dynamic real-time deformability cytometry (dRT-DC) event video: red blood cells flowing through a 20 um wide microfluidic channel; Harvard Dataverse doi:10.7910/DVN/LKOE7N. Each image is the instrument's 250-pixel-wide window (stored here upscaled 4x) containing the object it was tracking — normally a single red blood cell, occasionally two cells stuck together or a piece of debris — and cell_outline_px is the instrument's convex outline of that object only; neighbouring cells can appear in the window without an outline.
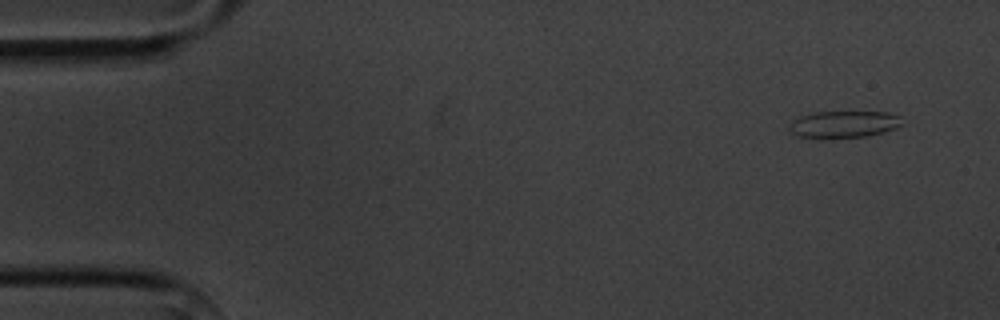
{"species": "common noctule bat (a hibernating species)", "species_latin": "Nyctalus noctula", "temperature_condition": "cold", "stored_images_in_passage": 4, "camera_frame_rate_fps": 3000, "um_per_image_px": 0.085, "animal": {"sex": "male", "body_mass_g": 20.1, "forearm_length_mm": 53.5}, "frame": {"image": 1, "passage_image": 1, "time_ms": 0.0, "image_size_px": [1000, 320], "cell_outline_px": [[900, 124], [896, 128], [884, 132], [868, 136], [824, 140], [820, 140], [800, 136], [792, 132], [788, 128], [800, 116], [816, 112], [888, 112], [900, 116]], "centroid_in_image_um": [71.72, 10.6], "position_along_channel_um": 13.3, "area_um2": 17.86}}
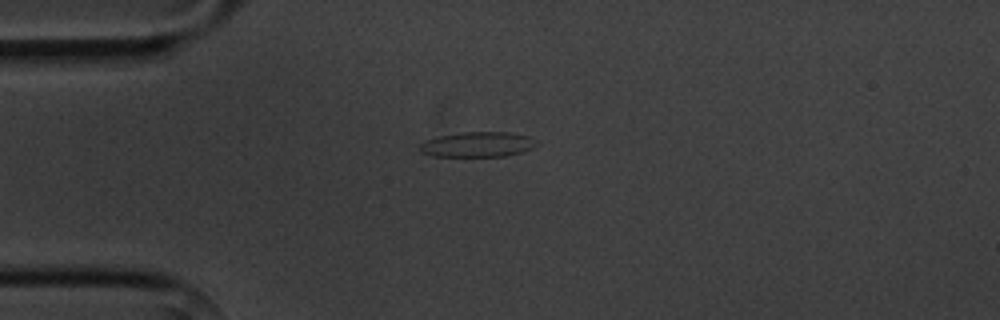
{"frame": {"image": 2, "passage_image": 4, "time_ms": 3.333, "image_size_px": [1000, 320], "cell_outline_px": [[536, 144], [532, 148], [520, 152], [504, 156], [432, 156], [420, 152], [420, 144], [428, 140], [440, 136], [464, 132], [508, 132], [528, 136], [536, 140]], "centroid_in_image_um": [40.59, 12.28], "position_along_channel_um": 44.4, "area_um2": 16.82}}